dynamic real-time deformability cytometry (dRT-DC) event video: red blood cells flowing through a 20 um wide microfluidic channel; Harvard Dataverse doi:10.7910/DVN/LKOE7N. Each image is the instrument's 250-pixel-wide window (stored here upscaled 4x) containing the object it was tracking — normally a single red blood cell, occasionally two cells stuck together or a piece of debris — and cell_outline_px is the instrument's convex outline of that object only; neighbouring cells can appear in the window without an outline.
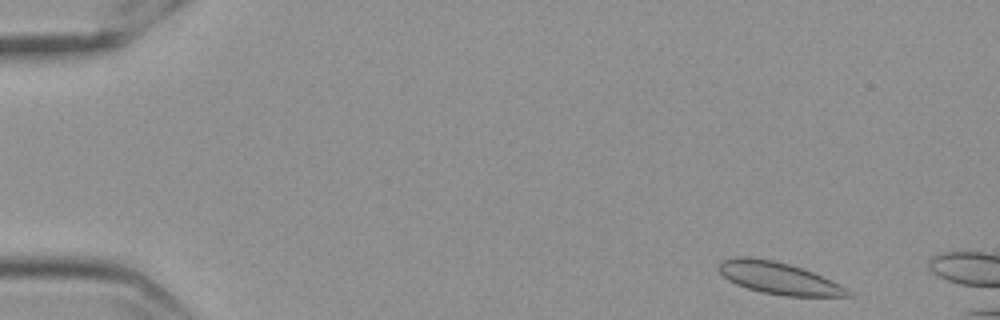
{"species": "Egyptian fruit bat (a non-hibernating species)", "species_latin": "Rousettus aegyptiacus", "temperature_condition": "cold", "stored_images_in_passage": 7, "camera_frame_rate_fps": 3000, "um_per_image_px": 0.085, "frame": {"image": 1, "passage_image": 3, "time_ms": 0.667, "image_size_px": [1000, 320], "cell_outline_px": [[852, 296], [784, 296], [760, 292], [736, 284], [728, 280], [720, 272], [720, 260], [736, 256], [752, 256], [772, 260], [788, 264], [812, 272], [832, 280], [848, 288], [852, 292]], "centroid_in_image_um": [66.19, 23.64], "position_along_channel_um": 18.8, "area_um2": 24.04}}